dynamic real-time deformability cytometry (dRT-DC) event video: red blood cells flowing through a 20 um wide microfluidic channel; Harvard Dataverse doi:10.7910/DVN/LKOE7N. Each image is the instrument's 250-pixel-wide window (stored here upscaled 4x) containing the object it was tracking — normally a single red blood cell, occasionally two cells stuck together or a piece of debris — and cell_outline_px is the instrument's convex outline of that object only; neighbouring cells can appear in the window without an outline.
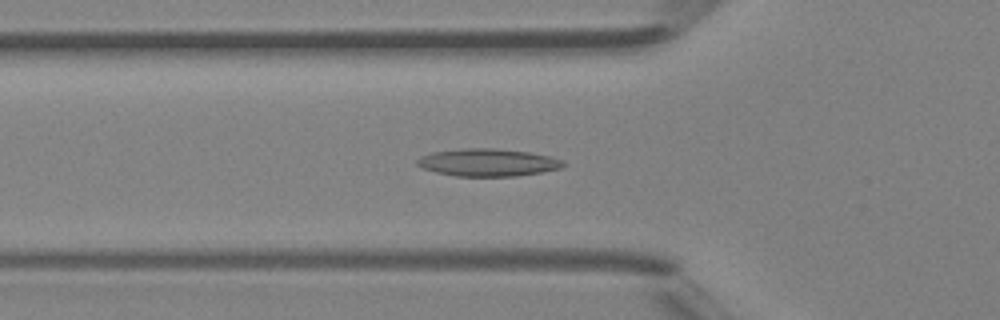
{"species": "Egyptian fruit bat (a non-hibernating species)", "species_latin": "Rousettus aegyptiacus", "temperature_condition": "room temperature", "stored_images_in_passage": 46, "camera_frame_rate_fps": 3000, "um_per_image_px": 0.085, "animal": {"sex": "female"}, "frame": {"image": 1, "passage_image": 15, "time_ms": 4.667, "image_size_px": [1000, 320], "cell_outline_px": [[568, 164], [560, 168], [540, 172], [516, 176], [456, 176], [436, 172], [424, 168], [416, 164], [416, 160], [420, 156], [432, 152], [460, 148], [496, 148], [528, 152], [548, 156], [564, 160]], "centroid_in_image_um": [41.46, 13.8], "position_along_channel_um": 84.3, "area_um2": 23.47}}
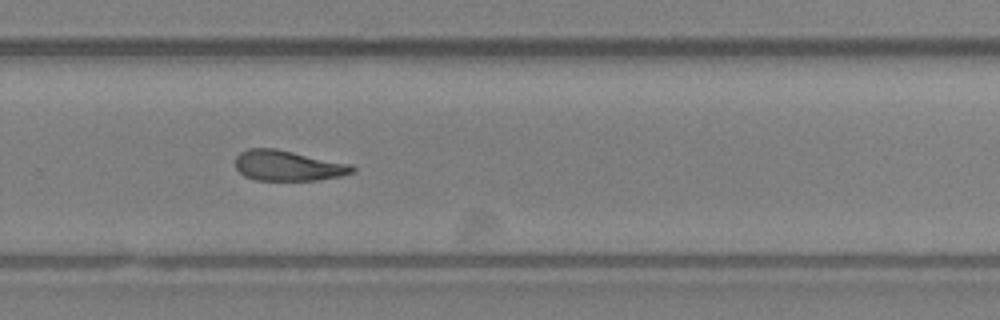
{"frame": {"image": 2, "passage_image": 30, "time_ms": 9.667, "image_size_px": [1000, 320], "cell_outline_px": [[356, 168], [352, 172], [340, 176], [316, 180], [256, 180], [244, 176], [236, 168], [236, 156], [240, 152], [248, 148], [276, 148], [352, 164]], "centroid_in_image_um": [24.46, 14.07], "position_along_channel_um": 305.3, "area_um2": 20.75}}
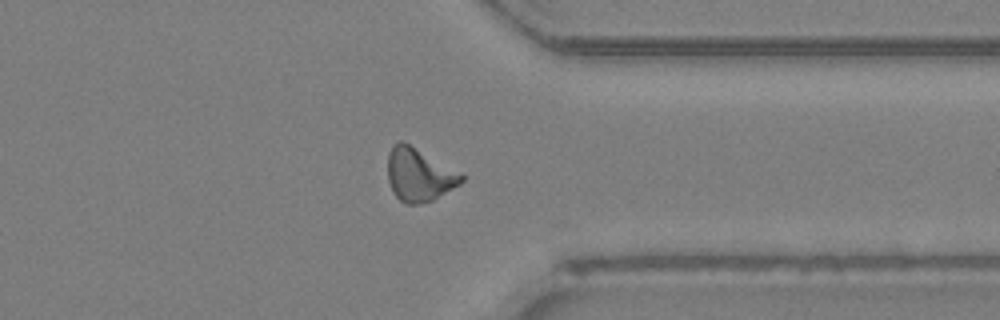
{"frame": {"image": 3, "passage_image": 35, "time_ms": 11.333, "image_size_px": [1000, 320], "cell_outline_px": [[464, 180], [460, 184], [432, 200], [420, 204], [404, 204], [392, 192], [388, 180], [388, 152], [400, 140], [404, 140], [460, 172], [464, 176]], "centroid_in_image_um": [35.61, 14.85], "position_along_channel_um": 375.8, "area_um2": 22.89}, "authors_computed_cell_mechanics": {"area_um2": 21.5883, "velocity_mm_per_s": 4.4334, "shape_relaxation_time_tau1_ms": 6.0823, "shape_relaxation_time_tau2_ms": 3.7974, "deformation_change_tau1": 0.1721, "deformation_change_tau2": 0.1376}}